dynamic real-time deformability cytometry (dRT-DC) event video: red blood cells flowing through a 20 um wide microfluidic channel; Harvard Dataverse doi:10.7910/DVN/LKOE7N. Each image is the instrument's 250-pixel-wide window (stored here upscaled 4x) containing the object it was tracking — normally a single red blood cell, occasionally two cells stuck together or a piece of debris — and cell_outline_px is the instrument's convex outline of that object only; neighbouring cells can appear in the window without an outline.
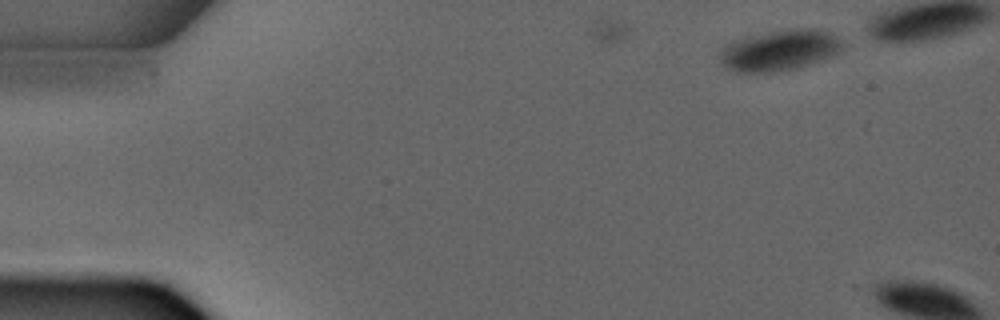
{"species": "common noctule bat (a hibernating species)", "species_latin": "Nyctalus noctula", "temperature_condition": "warm", "stored_images_in_passage": 3, "camera_frame_rate_fps": 3000, "um_per_image_px": 0.085, "animal": {"sex": "male", "forearm_length_mm": 52.5}, "frame": {"image": 1, "passage_image": 1, "time_ms": 0.0, "image_size_px": [1000, 320], "cell_outline_px": [[848, 44], [832, 56], [796, 68], [772, 72], [736, 72], [728, 68], [720, 60], [716, 52], [724, 44], [732, 40], [748, 36], [788, 28], [824, 28], [844, 40]], "centroid_in_image_um": [66.28, 4.24], "position_along_channel_um": 18.7, "area_um2": 29.88}}